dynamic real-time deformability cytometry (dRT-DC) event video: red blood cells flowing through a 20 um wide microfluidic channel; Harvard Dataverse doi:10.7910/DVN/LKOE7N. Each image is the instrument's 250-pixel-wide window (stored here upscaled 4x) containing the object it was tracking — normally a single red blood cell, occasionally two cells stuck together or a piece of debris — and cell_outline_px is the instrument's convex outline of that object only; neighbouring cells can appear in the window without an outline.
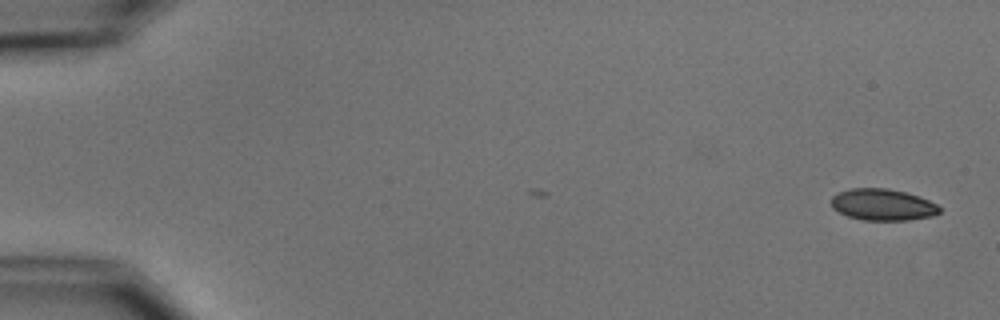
{"species": "common noctule bat (a hibernating species)", "species_latin": "Nyctalus noctula", "temperature_condition": "cold", "stored_images_in_passage": 5, "camera_frame_rate_fps": 3000, "um_per_image_px": 0.085, "animal": {"sex": "male", "body_mass_g": 15.6}, "frame": {"image": 1, "passage_image": 1, "time_ms": 0.0, "image_size_px": [1000, 320], "cell_outline_px": [[940, 212], [932, 216], [908, 220], [864, 220], [848, 216], [832, 208], [832, 196], [848, 188], [888, 188], [904, 192], [928, 200], [936, 204], [940, 208]], "centroid_in_image_um": [75.01, 17.4], "position_along_channel_um": 10.0, "area_um2": 19.71}}
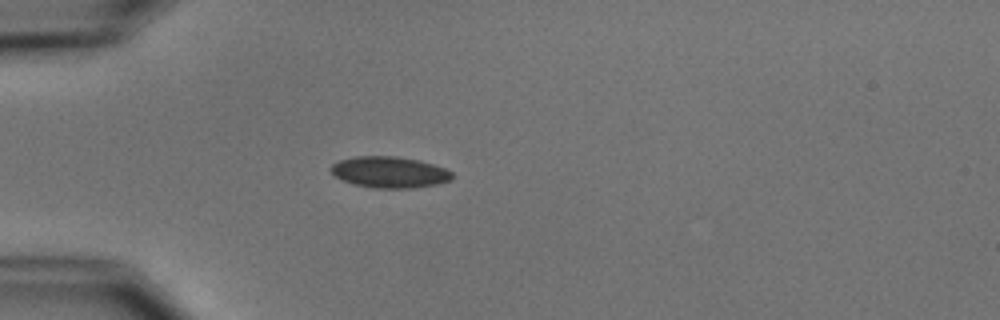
{"frame": {"image": 2, "passage_image": 5, "time_ms": 4.667, "image_size_px": [1000, 320], "cell_outline_px": [[452, 180], [436, 184], [412, 188], [372, 188], [352, 184], [336, 176], [328, 168], [332, 164], [340, 160], [356, 156], [396, 156], [420, 160], [444, 168], [452, 172]], "centroid_in_image_um": [33.1, 14.63], "position_along_channel_um": 51.9, "area_um2": 22.08}}